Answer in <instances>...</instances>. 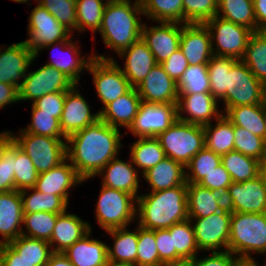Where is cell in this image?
I'll list each match as a JSON object with an SVG mask.
<instances>
[{"instance_id": "obj_8", "label": "cell", "mask_w": 266, "mask_h": 266, "mask_svg": "<svg viewBox=\"0 0 266 266\" xmlns=\"http://www.w3.org/2000/svg\"><path fill=\"white\" fill-rule=\"evenodd\" d=\"M19 132L20 136L14 137V143L29 156L39 174L67 159L66 141L63 138L25 133L22 129Z\"/></svg>"}, {"instance_id": "obj_37", "label": "cell", "mask_w": 266, "mask_h": 266, "mask_svg": "<svg viewBox=\"0 0 266 266\" xmlns=\"http://www.w3.org/2000/svg\"><path fill=\"white\" fill-rule=\"evenodd\" d=\"M168 230L172 236L173 248L176 249V264L194 259L199 253V248L196 244L192 221L188 218L173 224Z\"/></svg>"}, {"instance_id": "obj_20", "label": "cell", "mask_w": 266, "mask_h": 266, "mask_svg": "<svg viewBox=\"0 0 266 266\" xmlns=\"http://www.w3.org/2000/svg\"><path fill=\"white\" fill-rule=\"evenodd\" d=\"M218 104L211 93L179 94L177 119L202 126L210 124L223 114L219 112ZM182 113H187L189 117Z\"/></svg>"}, {"instance_id": "obj_45", "label": "cell", "mask_w": 266, "mask_h": 266, "mask_svg": "<svg viewBox=\"0 0 266 266\" xmlns=\"http://www.w3.org/2000/svg\"><path fill=\"white\" fill-rule=\"evenodd\" d=\"M221 164V156L204 147L185 166L187 184H198L208 173Z\"/></svg>"}, {"instance_id": "obj_22", "label": "cell", "mask_w": 266, "mask_h": 266, "mask_svg": "<svg viewBox=\"0 0 266 266\" xmlns=\"http://www.w3.org/2000/svg\"><path fill=\"white\" fill-rule=\"evenodd\" d=\"M66 159L57 167L38 175L34 189L45 194L58 195L69 203V190L84 181Z\"/></svg>"}, {"instance_id": "obj_16", "label": "cell", "mask_w": 266, "mask_h": 266, "mask_svg": "<svg viewBox=\"0 0 266 266\" xmlns=\"http://www.w3.org/2000/svg\"><path fill=\"white\" fill-rule=\"evenodd\" d=\"M157 23L160 25L150 28L143 23L141 38L153 53L156 63L161 64L180 48L182 23L164 21Z\"/></svg>"}, {"instance_id": "obj_18", "label": "cell", "mask_w": 266, "mask_h": 266, "mask_svg": "<svg viewBox=\"0 0 266 266\" xmlns=\"http://www.w3.org/2000/svg\"><path fill=\"white\" fill-rule=\"evenodd\" d=\"M87 101L78 92L74 85L65 94L63 112L60 118V127L63 135L67 138L73 133L83 130L100 119L99 112L92 114Z\"/></svg>"}, {"instance_id": "obj_14", "label": "cell", "mask_w": 266, "mask_h": 266, "mask_svg": "<svg viewBox=\"0 0 266 266\" xmlns=\"http://www.w3.org/2000/svg\"><path fill=\"white\" fill-rule=\"evenodd\" d=\"M226 194V207L231 212L266 213V182L262 173L245 182H233Z\"/></svg>"}, {"instance_id": "obj_57", "label": "cell", "mask_w": 266, "mask_h": 266, "mask_svg": "<svg viewBox=\"0 0 266 266\" xmlns=\"http://www.w3.org/2000/svg\"><path fill=\"white\" fill-rule=\"evenodd\" d=\"M233 183L230 174L222 164L208 173L198 184L211 190H224Z\"/></svg>"}, {"instance_id": "obj_9", "label": "cell", "mask_w": 266, "mask_h": 266, "mask_svg": "<svg viewBox=\"0 0 266 266\" xmlns=\"http://www.w3.org/2000/svg\"><path fill=\"white\" fill-rule=\"evenodd\" d=\"M93 55L94 58L89 64L88 71L93 77L98 97L105 107L128 93L133 87L113 57L107 58L105 55L94 53Z\"/></svg>"}, {"instance_id": "obj_41", "label": "cell", "mask_w": 266, "mask_h": 266, "mask_svg": "<svg viewBox=\"0 0 266 266\" xmlns=\"http://www.w3.org/2000/svg\"><path fill=\"white\" fill-rule=\"evenodd\" d=\"M9 245L18 253L20 257L28 262H34L35 266H44L54 253L50 249L48 241L30 238L24 235L11 241Z\"/></svg>"}, {"instance_id": "obj_61", "label": "cell", "mask_w": 266, "mask_h": 266, "mask_svg": "<svg viewBox=\"0 0 266 266\" xmlns=\"http://www.w3.org/2000/svg\"><path fill=\"white\" fill-rule=\"evenodd\" d=\"M19 102V90L16 86L0 82V109L8 104Z\"/></svg>"}, {"instance_id": "obj_33", "label": "cell", "mask_w": 266, "mask_h": 266, "mask_svg": "<svg viewBox=\"0 0 266 266\" xmlns=\"http://www.w3.org/2000/svg\"><path fill=\"white\" fill-rule=\"evenodd\" d=\"M203 126L205 147L220 156L234 151V125L222 114L216 123Z\"/></svg>"}, {"instance_id": "obj_55", "label": "cell", "mask_w": 266, "mask_h": 266, "mask_svg": "<svg viewBox=\"0 0 266 266\" xmlns=\"http://www.w3.org/2000/svg\"><path fill=\"white\" fill-rule=\"evenodd\" d=\"M155 240L160 260L164 264H176V249L173 248L170 231L168 229L155 230Z\"/></svg>"}, {"instance_id": "obj_6", "label": "cell", "mask_w": 266, "mask_h": 266, "mask_svg": "<svg viewBox=\"0 0 266 266\" xmlns=\"http://www.w3.org/2000/svg\"><path fill=\"white\" fill-rule=\"evenodd\" d=\"M225 109L241 105L262 104L266 101V86L261 83L242 60L226 71L225 96L220 100Z\"/></svg>"}, {"instance_id": "obj_56", "label": "cell", "mask_w": 266, "mask_h": 266, "mask_svg": "<svg viewBox=\"0 0 266 266\" xmlns=\"http://www.w3.org/2000/svg\"><path fill=\"white\" fill-rule=\"evenodd\" d=\"M234 255V256H233ZM188 261L189 266H237L241 259L230 251L212 252L211 256Z\"/></svg>"}, {"instance_id": "obj_19", "label": "cell", "mask_w": 266, "mask_h": 266, "mask_svg": "<svg viewBox=\"0 0 266 266\" xmlns=\"http://www.w3.org/2000/svg\"><path fill=\"white\" fill-rule=\"evenodd\" d=\"M0 48V82L16 86L18 89L37 57L24 41L13 43L4 50ZM19 79L21 82H19Z\"/></svg>"}, {"instance_id": "obj_52", "label": "cell", "mask_w": 266, "mask_h": 266, "mask_svg": "<svg viewBox=\"0 0 266 266\" xmlns=\"http://www.w3.org/2000/svg\"><path fill=\"white\" fill-rule=\"evenodd\" d=\"M218 0H183V24H204L217 14Z\"/></svg>"}, {"instance_id": "obj_30", "label": "cell", "mask_w": 266, "mask_h": 266, "mask_svg": "<svg viewBox=\"0 0 266 266\" xmlns=\"http://www.w3.org/2000/svg\"><path fill=\"white\" fill-rule=\"evenodd\" d=\"M91 232L92 230L63 252L73 266H103L108 262V245L90 239Z\"/></svg>"}, {"instance_id": "obj_44", "label": "cell", "mask_w": 266, "mask_h": 266, "mask_svg": "<svg viewBox=\"0 0 266 266\" xmlns=\"http://www.w3.org/2000/svg\"><path fill=\"white\" fill-rule=\"evenodd\" d=\"M14 190L34 188L39 173L29 156L13 143Z\"/></svg>"}, {"instance_id": "obj_58", "label": "cell", "mask_w": 266, "mask_h": 266, "mask_svg": "<svg viewBox=\"0 0 266 266\" xmlns=\"http://www.w3.org/2000/svg\"><path fill=\"white\" fill-rule=\"evenodd\" d=\"M13 144L0 160V192L14 190Z\"/></svg>"}, {"instance_id": "obj_62", "label": "cell", "mask_w": 266, "mask_h": 266, "mask_svg": "<svg viewBox=\"0 0 266 266\" xmlns=\"http://www.w3.org/2000/svg\"><path fill=\"white\" fill-rule=\"evenodd\" d=\"M257 31H266V0H253Z\"/></svg>"}, {"instance_id": "obj_4", "label": "cell", "mask_w": 266, "mask_h": 266, "mask_svg": "<svg viewBox=\"0 0 266 266\" xmlns=\"http://www.w3.org/2000/svg\"><path fill=\"white\" fill-rule=\"evenodd\" d=\"M228 251L241 260H254L251 252L266 254V213L232 212Z\"/></svg>"}, {"instance_id": "obj_67", "label": "cell", "mask_w": 266, "mask_h": 266, "mask_svg": "<svg viewBox=\"0 0 266 266\" xmlns=\"http://www.w3.org/2000/svg\"><path fill=\"white\" fill-rule=\"evenodd\" d=\"M162 266H189V265H188V262H183L179 264H164Z\"/></svg>"}, {"instance_id": "obj_63", "label": "cell", "mask_w": 266, "mask_h": 266, "mask_svg": "<svg viewBox=\"0 0 266 266\" xmlns=\"http://www.w3.org/2000/svg\"><path fill=\"white\" fill-rule=\"evenodd\" d=\"M15 135L11 131L0 133V160L4 157L5 152L14 143Z\"/></svg>"}, {"instance_id": "obj_47", "label": "cell", "mask_w": 266, "mask_h": 266, "mask_svg": "<svg viewBox=\"0 0 266 266\" xmlns=\"http://www.w3.org/2000/svg\"><path fill=\"white\" fill-rule=\"evenodd\" d=\"M234 135V151L266 164V148L263 138L240 126H234Z\"/></svg>"}, {"instance_id": "obj_35", "label": "cell", "mask_w": 266, "mask_h": 266, "mask_svg": "<svg viewBox=\"0 0 266 266\" xmlns=\"http://www.w3.org/2000/svg\"><path fill=\"white\" fill-rule=\"evenodd\" d=\"M221 164L235 183L245 182L261 174L263 164L240 152L231 151L221 156Z\"/></svg>"}, {"instance_id": "obj_43", "label": "cell", "mask_w": 266, "mask_h": 266, "mask_svg": "<svg viewBox=\"0 0 266 266\" xmlns=\"http://www.w3.org/2000/svg\"><path fill=\"white\" fill-rule=\"evenodd\" d=\"M106 0H76L77 30L80 32L91 29L93 33L99 31L102 25L103 13L107 5Z\"/></svg>"}, {"instance_id": "obj_34", "label": "cell", "mask_w": 266, "mask_h": 266, "mask_svg": "<svg viewBox=\"0 0 266 266\" xmlns=\"http://www.w3.org/2000/svg\"><path fill=\"white\" fill-rule=\"evenodd\" d=\"M224 116L234 125L247 129L261 138L264 136L263 103L224 109Z\"/></svg>"}, {"instance_id": "obj_53", "label": "cell", "mask_w": 266, "mask_h": 266, "mask_svg": "<svg viewBox=\"0 0 266 266\" xmlns=\"http://www.w3.org/2000/svg\"><path fill=\"white\" fill-rule=\"evenodd\" d=\"M71 33L77 31L76 0H37Z\"/></svg>"}, {"instance_id": "obj_10", "label": "cell", "mask_w": 266, "mask_h": 266, "mask_svg": "<svg viewBox=\"0 0 266 266\" xmlns=\"http://www.w3.org/2000/svg\"><path fill=\"white\" fill-rule=\"evenodd\" d=\"M204 24L210 32L215 56L232 57L237 60L243 58L248 41L254 33L253 30L218 16H214Z\"/></svg>"}, {"instance_id": "obj_49", "label": "cell", "mask_w": 266, "mask_h": 266, "mask_svg": "<svg viewBox=\"0 0 266 266\" xmlns=\"http://www.w3.org/2000/svg\"><path fill=\"white\" fill-rule=\"evenodd\" d=\"M179 94L210 93L207 65H189L178 82Z\"/></svg>"}, {"instance_id": "obj_48", "label": "cell", "mask_w": 266, "mask_h": 266, "mask_svg": "<svg viewBox=\"0 0 266 266\" xmlns=\"http://www.w3.org/2000/svg\"><path fill=\"white\" fill-rule=\"evenodd\" d=\"M236 58L213 55L207 64L210 93L219 101L225 96L226 71H230Z\"/></svg>"}, {"instance_id": "obj_13", "label": "cell", "mask_w": 266, "mask_h": 266, "mask_svg": "<svg viewBox=\"0 0 266 266\" xmlns=\"http://www.w3.org/2000/svg\"><path fill=\"white\" fill-rule=\"evenodd\" d=\"M74 85L60 70L45 64L36 71H28L18 89L19 101L35 102L48 93L69 91Z\"/></svg>"}, {"instance_id": "obj_15", "label": "cell", "mask_w": 266, "mask_h": 266, "mask_svg": "<svg viewBox=\"0 0 266 266\" xmlns=\"http://www.w3.org/2000/svg\"><path fill=\"white\" fill-rule=\"evenodd\" d=\"M177 120V104L142 102L129 130L135 137H157Z\"/></svg>"}, {"instance_id": "obj_64", "label": "cell", "mask_w": 266, "mask_h": 266, "mask_svg": "<svg viewBox=\"0 0 266 266\" xmlns=\"http://www.w3.org/2000/svg\"><path fill=\"white\" fill-rule=\"evenodd\" d=\"M44 266H73L63 253H53Z\"/></svg>"}, {"instance_id": "obj_51", "label": "cell", "mask_w": 266, "mask_h": 266, "mask_svg": "<svg viewBox=\"0 0 266 266\" xmlns=\"http://www.w3.org/2000/svg\"><path fill=\"white\" fill-rule=\"evenodd\" d=\"M31 108L32 121L22 130L23 132L52 138L63 137L66 140L60 127V120L54 118V114L39 113V109L33 103Z\"/></svg>"}, {"instance_id": "obj_29", "label": "cell", "mask_w": 266, "mask_h": 266, "mask_svg": "<svg viewBox=\"0 0 266 266\" xmlns=\"http://www.w3.org/2000/svg\"><path fill=\"white\" fill-rule=\"evenodd\" d=\"M141 103L142 99L136 88H132L128 93L102 107L99 111L100 120L117 129L121 126L129 129Z\"/></svg>"}, {"instance_id": "obj_3", "label": "cell", "mask_w": 266, "mask_h": 266, "mask_svg": "<svg viewBox=\"0 0 266 266\" xmlns=\"http://www.w3.org/2000/svg\"><path fill=\"white\" fill-rule=\"evenodd\" d=\"M134 1H110L105 7L102 25L98 32L101 33L107 48L113 49L116 54L141 39L143 24L138 18L144 15L143 0Z\"/></svg>"}, {"instance_id": "obj_23", "label": "cell", "mask_w": 266, "mask_h": 266, "mask_svg": "<svg viewBox=\"0 0 266 266\" xmlns=\"http://www.w3.org/2000/svg\"><path fill=\"white\" fill-rule=\"evenodd\" d=\"M23 207L20 191L0 192V245L9 244L21 236Z\"/></svg>"}, {"instance_id": "obj_27", "label": "cell", "mask_w": 266, "mask_h": 266, "mask_svg": "<svg viewBox=\"0 0 266 266\" xmlns=\"http://www.w3.org/2000/svg\"><path fill=\"white\" fill-rule=\"evenodd\" d=\"M90 230L92 227L88 222L66 211L57 217L49 241L51 249L54 253H63Z\"/></svg>"}, {"instance_id": "obj_28", "label": "cell", "mask_w": 266, "mask_h": 266, "mask_svg": "<svg viewBox=\"0 0 266 266\" xmlns=\"http://www.w3.org/2000/svg\"><path fill=\"white\" fill-rule=\"evenodd\" d=\"M132 160L122 161L118 157L112 159L97 175H102V185L125 191L136 199L139 189V171L137 172Z\"/></svg>"}, {"instance_id": "obj_5", "label": "cell", "mask_w": 266, "mask_h": 266, "mask_svg": "<svg viewBox=\"0 0 266 266\" xmlns=\"http://www.w3.org/2000/svg\"><path fill=\"white\" fill-rule=\"evenodd\" d=\"M156 138L166 157L181 163L184 167L205 147L203 126L178 119Z\"/></svg>"}, {"instance_id": "obj_2", "label": "cell", "mask_w": 266, "mask_h": 266, "mask_svg": "<svg viewBox=\"0 0 266 266\" xmlns=\"http://www.w3.org/2000/svg\"><path fill=\"white\" fill-rule=\"evenodd\" d=\"M138 225L149 230L168 229L188 219L187 183L137 197Z\"/></svg>"}, {"instance_id": "obj_11", "label": "cell", "mask_w": 266, "mask_h": 266, "mask_svg": "<svg viewBox=\"0 0 266 266\" xmlns=\"http://www.w3.org/2000/svg\"><path fill=\"white\" fill-rule=\"evenodd\" d=\"M231 217L232 212L225 206L221 211L207 217L189 218L192 221L196 244L200 252L202 250L228 251Z\"/></svg>"}, {"instance_id": "obj_65", "label": "cell", "mask_w": 266, "mask_h": 266, "mask_svg": "<svg viewBox=\"0 0 266 266\" xmlns=\"http://www.w3.org/2000/svg\"><path fill=\"white\" fill-rule=\"evenodd\" d=\"M237 266H259L255 260H241Z\"/></svg>"}, {"instance_id": "obj_59", "label": "cell", "mask_w": 266, "mask_h": 266, "mask_svg": "<svg viewBox=\"0 0 266 266\" xmlns=\"http://www.w3.org/2000/svg\"><path fill=\"white\" fill-rule=\"evenodd\" d=\"M165 72L174 79L177 83L182 78L185 70L188 68L189 63L183 52L178 49L167 60L161 63Z\"/></svg>"}, {"instance_id": "obj_40", "label": "cell", "mask_w": 266, "mask_h": 266, "mask_svg": "<svg viewBox=\"0 0 266 266\" xmlns=\"http://www.w3.org/2000/svg\"><path fill=\"white\" fill-rule=\"evenodd\" d=\"M241 60L256 78L266 86V31L253 33Z\"/></svg>"}, {"instance_id": "obj_60", "label": "cell", "mask_w": 266, "mask_h": 266, "mask_svg": "<svg viewBox=\"0 0 266 266\" xmlns=\"http://www.w3.org/2000/svg\"><path fill=\"white\" fill-rule=\"evenodd\" d=\"M0 266H35V263L22 259L9 244H2L0 245Z\"/></svg>"}, {"instance_id": "obj_50", "label": "cell", "mask_w": 266, "mask_h": 266, "mask_svg": "<svg viewBox=\"0 0 266 266\" xmlns=\"http://www.w3.org/2000/svg\"><path fill=\"white\" fill-rule=\"evenodd\" d=\"M156 246L155 230L138 226L136 266H162Z\"/></svg>"}, {"instance_id": "obj_17", "label": "cell", "mask_w": 266, "mask_h": 266, "mask_svg": "<svg viewBox=\"0 0 266 266\" xmlns=\"http://www.w3.org/2000/svg\"><path fill=\"white\" fill-rule=\"evenodd\" d=\"M136 90L144 103L177 104L178 102V83L165 72L161 64L151 69Z\"/></svg>"}, {"instance_id": "obj_1", "label": "cell", "mask_w": 266, "mask_h": 266, "mask_svg": "<svg viewBox=\"0 0 266 266\" xmlns=\"http://www.w3.org/2000/svg\"><path fill=\"white\" fill-rule=\"evenodd\" d=\"M119 129L102 120L66 138L67 160L85 181L95 177L122 147Z\"/></svg>"}, {"instance_id": "obj_39", "label": "cell", "mask_w": 266, "mask_h": 266, "mask_svg": "<svg viewBox=\"0 0 266 266\" xmlns=\"http://www.w3.org/2000/svg\"><path fill=\"white\" fill-rule=\"evenodd\" d=\"M28 190L32 191L27 195ZM22 207L24 214L34 212H50L53 214H62L66 212L68 203L58 195L45 194L34 188H28L20 191Z\"/></svg>"}, {"instance_id": "obj_21", "label": "cell", "mask_w": 266, "mask_h": 266, "mask_svg": "<svg viewBox=\"0 0 266 266\" xmlns=\"http://www.w3.org/2000/svg\"><path fill=\"white\" fill-rule=\"evenodd\" d=\"M189 65H207L212 58L211 36L205 24H182L180 48Z\"/></svg>"}, {"instance_id": "obj_46", "label": "cell", "mask_w": 266, "mask_h": 266, "mask_svg": "<svg viewBox=\"0 0 266 266\" xmlns=\"http://www.w3.org/2000/svg\"><path fill=\"white\" fill-rule=\"evenodd\" d=\"M59 215L50 212L24 214L23 225L28 233L22 230L21 235L49 242Z\"/></svg>"}, {"instance_id": "obj_36", "label": "cell", "mask_w": 266, "mask_h": 266, "mask_svg": "<svg viewBox=\"0 0 266 266\" xmlns=\"http://www.w3.org/2000/svg\"><path fill=\"white\" fill-rule=\"evenodd\" d=\"M129 154L136 169L141 168L142 175L166 158L156 137L138 138L136 142L132 143Z\"/></svg>"}, {"instance_id": "obj_31", "label": "cell", "mask_w": 266, "mask_h": 266, "mask_svg": "<svg viewBox=\"0 0 266 266\" xmlns=\"http://www.w3.org/2000/svg\"><path fill=\"white\" fill-rule=\"evenodd\" d=\"M184 169L181 163L166 157L144 173L143 177L152 187L151 192H156L183 185L186 182Z\"/></svg>"}, {"instance_id": "obj_71", "label": "cell", "mask_w": 266, "mask_h": 266, "mask_svg": "<svg viewBox=\"0 0 266 266\" xmlns=\"http://www.w3.org/2000/svg\"><path fill=\"white\" fill-rule=\"evenodd\" d=\"M114 1H118V2H130V0H114Z\"/></svg>"}, {"instance_id": "obj_24", "label": "cell", "mask_w": 266, "mask_h": 266, "mask_svg": "<svg viewBox=\"0 0 266 266\" xmlns=\"http://www.w3.org/2000/svg\"><path fill=\"white\" fill-rule=\"evenodd\" d=\"M118 55L125 58V64L121 70L133 88H136L157 65L153 53L142 38Z\"/></svg>"}, {"instance_id": "obj_70", "label": "cell", "mask_w": 266, "mask_h": 266, "mask_svg": "<svg viewBox=\"0 0 266 266\" xmlns=\"http://www.w3.org/2000/svg\"><path fill=\"white\" fill-rule=\"evenodd\" d=\"M12 1H14V2H18V3H23V2H28L29 0H12Z\"/></svg>"}, {"instance_id": "obj_42", "label": "cell", "mask_w": 266, "mask_h": 266, "mask_svg": "<svg viewBox=\"0 0 266 266\" xmlns=\"http://www.w3.org/2000/svg\"><path fill=\"white\" fill-rule=\"evenodd\" d=\"M142 10L152 21L183 24V0H143Z\"/></svg>"}, {"instance_id": "obj_25", "label": "cell", "mask_w": 266, "mask_h": 266, "mask_svg": "<svg viewBox=\"0 0 266 266\" xmlns=\"http://www.w3.org/2000/svg\"><path fill=\"white\" fill-rule=\"evenodd\" d=\"M71 39L73 40V37L70 35L66 40L63 41H59V42H55L53 44H48L43 46L40 50L43 49H52L53 47V51H52V55L54 53V49L55 47H57L58 45L62 48L64 47L65 50V54L64 52L61 51V57H58V59H53L55 58L54 56H52V59L50 62H48L46 65L54 67L58 70H60L65 76H67L75 85L79 84V79H80V74L83 72V70H88L89 64L90 62L93 60L94 55L90 54L88 56V58L86 59V56H81V52L78 50L79 47H77L75 44L76 41H71ZM57 50V48H56ZM60 54V53H58ZM69 54V55H68ZM56 56V55H55ZM60 56V55H59ZM69 56V57H68ZM79 57V58H78ZM68 58V59H66Z\"/></svg>"}, {"instance_id": "obj_12", "label": "cell", "mask_w": 266, "mask_h": 266, "mask_svg": "<svg viewBox=\"0 0 266 266\" xmlns=\"http://www.w3.org/2000/svg\"><path fill=\"white\" fill-rule=\"evenodd\" d=\"M70 35L71 32L66 27L37 3L29 16V38L24 43L37 57L43 46L66 40Z\"/></svg>"}, {"instance_id": "obj_68", "label": "cell", "mask_w": 266, "mask_h": 266, "mask_svg": "<svg viewBox=\"0 0 266 266\" xmlns=\"http://www.w3.org/2000/svg\"><path fill=\"white\" fill-rule=\"evenodd\" d=\"M103 266H126V265H122V264H117V263H113V262H110L108 261L105 265Z\"/></svg>"}, {"instance_id": "obj_26", "label": "cell", "mask_w": 266, "mask_h": 266, "mask_svg": "<svg viewBox=\"0 0 266 266\" xmlns=\"http://www.w3.org/2000/svg\"><path fill=\"white\" fill-rule=\"evenodd\" d=\"M227 194L224 190H211L199 184H187V204L189 218H203L226 206Z\"/></svg>"}, {"instance_id": "obj_54", "label": "cell", "mask_w": 266, "mask_h": 266, "mask_svg": "<svg viewBox=\"0 0 266 266\" xmlns=\"http://www.w3.org/2000/svg\"><path fill=\"white\" fill-rule=\"evenodd\" d=\"M67 91L48 93L38 98L33 104L39 109V113L54 114V118L60 120Z\"/></svg>"}, {"instance_id": "obj_7", "label": "cell", "mask_w": 266, "mask_h": 266, "mask_svg": "<svg viewBox=\"0 0 266 266\" xmlns=\"http://www.w3.org/2000/svg\"><path fill=\"white\" fill-rule=\"evenodd\" d=\"M101 186L95 211L99 226L105 231L128 227L137 217V199L125 191Z\"/></svg>"}, {"instance_id": "obj_69", "label": "cell", "mask_w": 266, "mask_h": 266, "mask_svg": "<svg viewBox=\"0 0 266 266\" xmlns=\"http://www.w3.org/2000/svg\"><path fill=\"white\" fill-rule=\"evenodd\" d=\"M261 173H262V175H263V177L265 179V182H266V164H263Z\"/></svg>"}, {"instance_id": "obj_38", "label": "cell", "mask_w": 266, "mask_h": 266, "mask_svg": "<svg viewBox=\"0 0 266 266\" xmlns=\"http://www.w3.org/2000/svg\"><path fill=\"white\" fill-rule=\"evenodd\" d=\"M216 16L257 32L253 0H218Z\"/></svg>"}, {"instance_id": "obj_32", "label": "cell", "mask_w": 266, "mask_h": 266, "mask_svg": "<svg viewBox=\"0 0 266 266\" xmlns=\"http://www.w3.org/2000/svg\"><path fill=\"white\" fill-rule=\"evenodd\" d=\"M114 243L108 246V261L126 266H136L138 226L135 231H129L128 227L108 230Z\"/></svg>"}, {"instance_id": "obj_66", "label": "cell", "mask_w": 266, "mask_h": 266, "mask_svg": "<svg viewBox=\"0 0 266 266\" xmlns=\"http://www.w3.org/2000/svg\"><path fill=\"white\" fill-rule=\"evenodd\" d=\"M263 120L265 123V131H264L263 140H264V145L266 148V101L263 103Z\"/></svg>"}]
</instances>
